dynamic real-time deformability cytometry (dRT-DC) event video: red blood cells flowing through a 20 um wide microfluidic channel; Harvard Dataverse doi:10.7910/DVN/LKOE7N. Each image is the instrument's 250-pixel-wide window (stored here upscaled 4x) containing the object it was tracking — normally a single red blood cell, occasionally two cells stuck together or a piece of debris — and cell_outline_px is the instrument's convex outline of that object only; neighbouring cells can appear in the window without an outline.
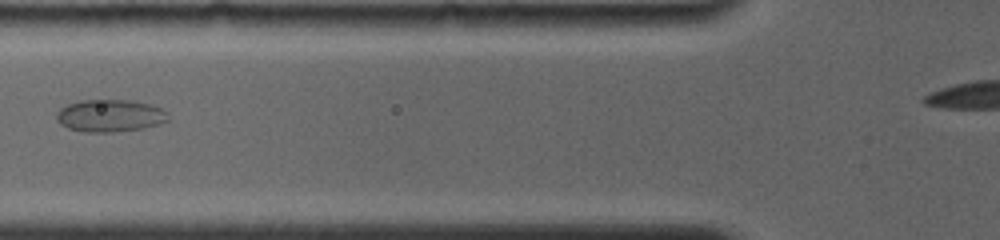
{"species": "common noctule bat (a hibernating species)", "species_latin": "Nyctalus noctula", "temperature_condition": "room temperature", "stored_images_in_passage": 20, "camera_frame_rate_fps": 4000, "um_per_image_px": 0.085, "animal": {"sex": "female", "body_mass_g": 19.0, "forearm_length_mm": 56.7}, "frame": {"image": 1, "passage_image": 2, "time_ms": 1.0, "image_size_px": [1000, 240], "cell_outline_px": [[168, 120], [144, 128], [112, 132], [84, 132], [68, 128], [60, 124], [56, 120], [56, 112], [60, 108], [68, 104], [80, 100], [128, 100], [148, 104], [160, 108], [168, 112]], "centroid_in_image_um": [9.3, 9.83], "position_along_channel_um": 116.5, "area_um2": 20.98}}
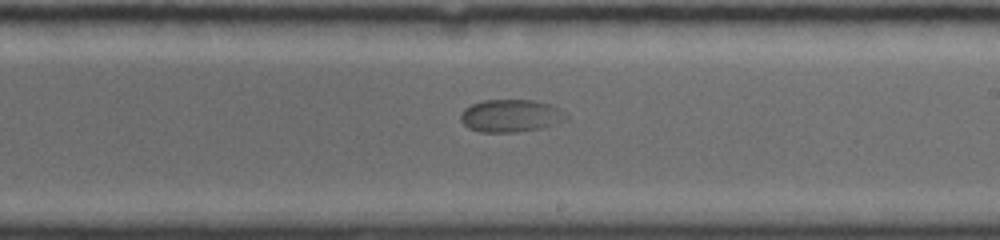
{"frame": {"image": 2, "passage_image": 7, "time_ms": 4.5, "image_size_px": [1000, 240], "cell_outline_px": [[568, 120], [540, 128], [516, 132], [480, 132], [468, 128], [460, 120], [460, 116], [464, 108], [472, 104], [484, 100], [532, 100], [548, 104], [560, 108], [568, 112]], "centroid_in_image_um": [43.44, 9.84], "position_along_channel_um": 245.6, "area_um2": 20.17}}
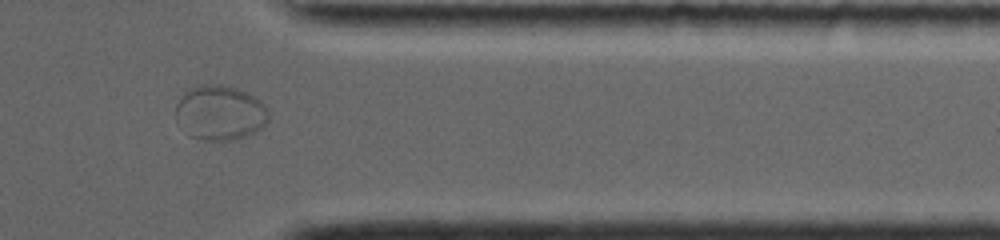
{"frame": {"image": 3, "passage_image": 17, "time_ms": 8.5, "image_size_px": [1000, 240], "cell_outline_px": [[268, 120], [256, 132], [244, 136], [228, 140], [208, 140], [192, 136], [176, 120], [176, 104], [184, 92], [188, 88], [200, 84], [220, 84], [236, 88], [260, 100], [268, 108]], "centroid_in_image_um": [18.69, 9.55], "position_along_channel_um": 392.7, "area_um2": 29.36}}